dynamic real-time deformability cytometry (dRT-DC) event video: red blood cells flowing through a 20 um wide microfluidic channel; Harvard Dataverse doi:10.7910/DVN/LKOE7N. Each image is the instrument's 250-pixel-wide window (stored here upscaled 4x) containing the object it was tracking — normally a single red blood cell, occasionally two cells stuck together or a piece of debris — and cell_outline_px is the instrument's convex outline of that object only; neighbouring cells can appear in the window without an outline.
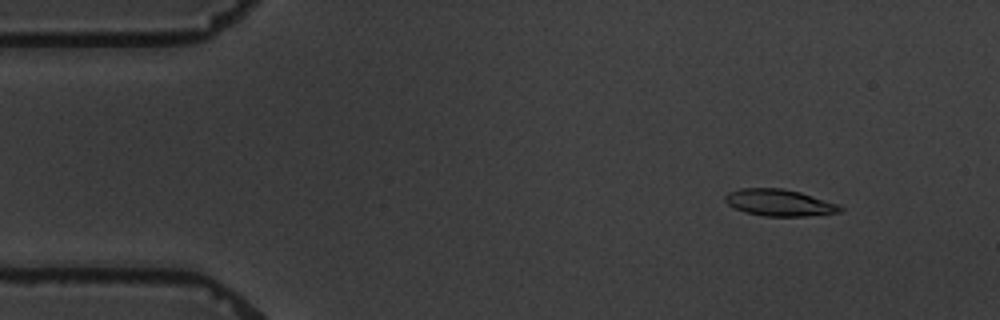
{"species": "common noctule bat (a hibernating species)", "species_latin": "Nyctalus noctula", "temperature_condition": "warm", "stored_images_in_passage": 4, "camera_frame_rate_fps": 3000, "um_per_image_px": 0.085, "animal": {"sex": "male", "body_mass_g": 19.5, "forearm_length_mm": 54.6}, "frame": {"image": 1, "passage_image": 2, "time_ms": 1.333, "image_size_px": [1000, 320], "cell_outline_px": [[844, 208], [840, 212], [804, 216], [764, 216], [744, 212], [728, 204], [724, 200], [724, 196], [728, 192], [740, 188], [784, 188], [800, 192], [836, 204]], "centroid_in_image_um": [66.19, 17.22], "position_along_channel_um": 18.8, "area_um2": 17.74}}
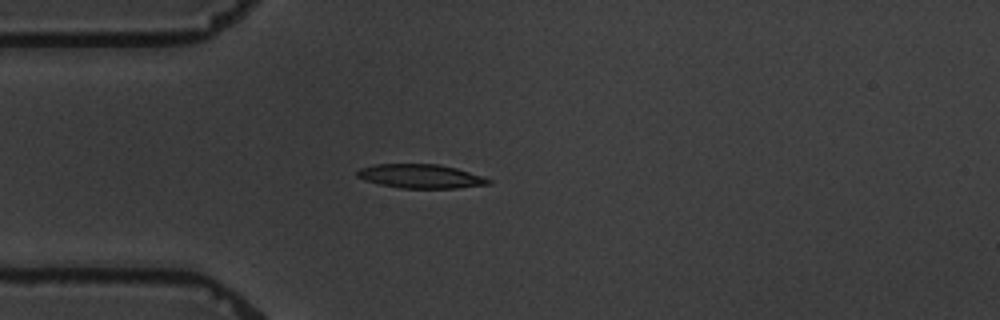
{"frame": {"image": 2, "passage_image": 4, "time_ms": 4.333, "image_size_px": [1000, 320], "cell_outline_px": [[492, 184], [456, 188], [400, 188], [380, 184], [364, 180], [356, 176], [356, 172], [360, 168], [376, 164], [440, 164], [456, 168], [484, 176], [492, 180]], "centroid_in_image_um": [35.78, 14.98], "position_along_channel_um": 49.2, "area_um2": 18.44}}